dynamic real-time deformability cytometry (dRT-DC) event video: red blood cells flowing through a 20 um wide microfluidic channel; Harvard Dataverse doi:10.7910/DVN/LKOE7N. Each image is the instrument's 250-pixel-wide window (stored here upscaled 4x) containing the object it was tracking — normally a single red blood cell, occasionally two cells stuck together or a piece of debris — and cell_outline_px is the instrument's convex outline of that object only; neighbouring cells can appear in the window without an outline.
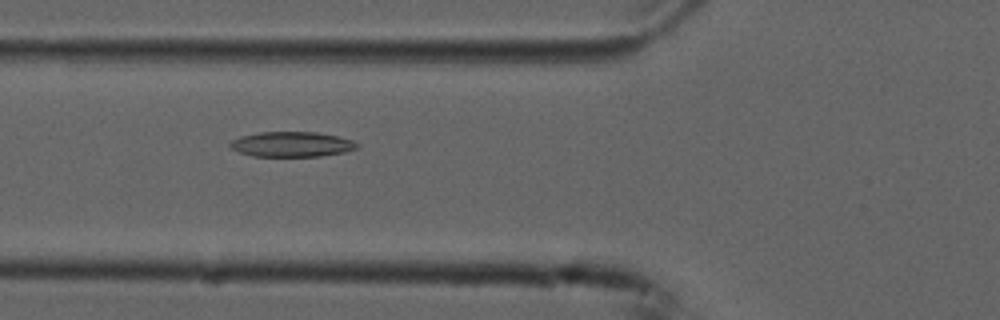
{"species": "common noctule bat (a hibernating species)", "species_latin": "Nyctalus noctula", "temperature_condition": "cold", "stored_images_in_passage": 7, "camera_frame_rate_fps": 3000, "um_per_image_px": 0.085, "animal": {"sex": "male", "forearm_length_mm": 52.5}, "frame": {"image": 1, "passage_image": 6, "time_ms": 1.667, "image_size_px": [1000, 320], "cell_outline_px": [[360, 148], [344, 152], [320, 156], [252, 156], [228, 148], [228, 144], [232, 140], [240, 136], [260, 132], [316, 132], [336, 136], [352, 140], [360, 144]], "centroid_in_image_um": [24.79, 12.26], "position_along_channel_um": 101.0, "area_um2": 18.67}}